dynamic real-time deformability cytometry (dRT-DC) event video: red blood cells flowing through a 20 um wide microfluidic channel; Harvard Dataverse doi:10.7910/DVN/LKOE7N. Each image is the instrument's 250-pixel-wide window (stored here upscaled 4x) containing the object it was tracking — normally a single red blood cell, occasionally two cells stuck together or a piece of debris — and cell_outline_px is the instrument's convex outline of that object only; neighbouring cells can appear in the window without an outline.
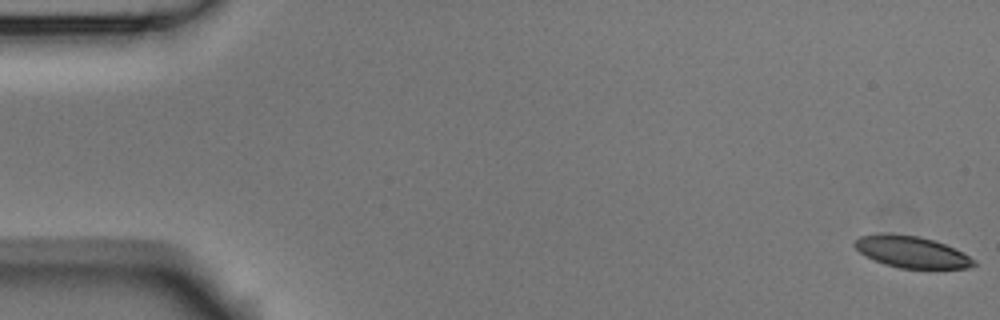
{"species": "Egyptian fruit bat (a non-hibernating species)", "species_latin": "Rousettus aegyptiacus", "temperature_condition": "room temperature", "stored_images_in_passage": 4, "segment_of_instrument_passage": [2, 2], "camera_frame_rate_fps": 3000, "um_per_image_px": 0.085, "animal": {"sex": "male"}, "frame": {"image": 1, "passage_image": 4, "time_ms": 1.0, "image_size_px": [1000, 320], "cell_outline_px": [[976, 264], [972, 268], [900, 268], [884, 264], [860, 252], [852, 244], [860, 236], [880, 232], [916, 236], [932, 240], [944, 244], [976, 260]], "centroid_in_image_um": [77.46, 21.41], "position_along_channel_um": 7.5, "area_um2": 21.62}}